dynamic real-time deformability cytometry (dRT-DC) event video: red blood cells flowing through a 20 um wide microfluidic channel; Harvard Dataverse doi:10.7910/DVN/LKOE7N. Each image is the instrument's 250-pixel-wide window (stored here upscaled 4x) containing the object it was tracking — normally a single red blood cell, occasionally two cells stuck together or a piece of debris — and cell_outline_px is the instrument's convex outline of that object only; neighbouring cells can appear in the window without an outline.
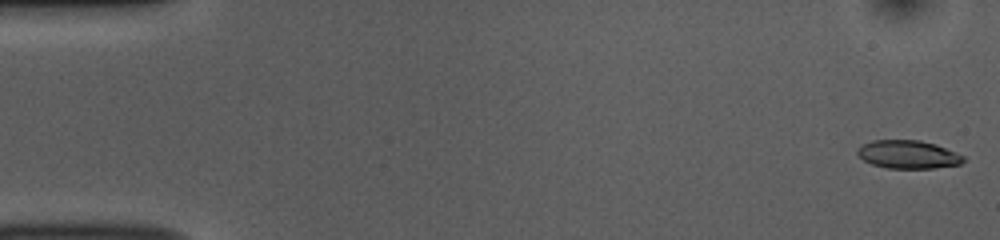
{"species": "common noctule bat (a hibernating species)", "species_latin": "Nyctalus noctula", "temperature_condition": "room temperature", "stored_images_in_passage": 52, "camera_frame_rate_fps": 3000, "um_per_image_px": 0.085, "animal": {"sex": "female", "body_mass_g": 10.0, "forearm_length_mm": 53.1}, "frame": {"image": 1, "passage_image": 1, "time_ms": 0.0, "image_size_px": [1000, 240], "cell_outline_px": [[964, 160], [960, 164], [936, 168], [888, 168], [872, 164], [864, 160], [856, 152], [856, 148], [872, 140], [920, 140], [936, 144], [964, 156]], "centroid_in_image_um": [77.18, 13.12], "position_along_channel_um": 7.8, "area_um2": 17.34}}
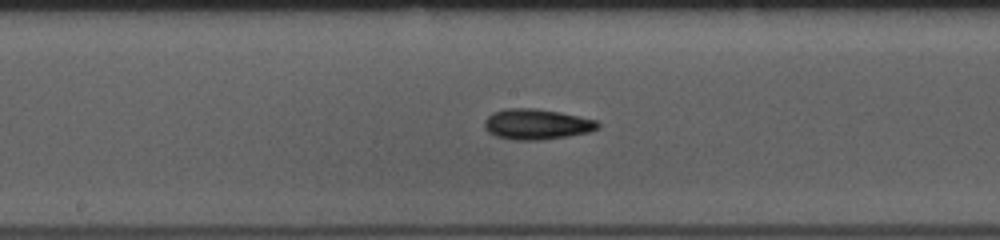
{"frame": {"image": 2, "passage_image": 27, "time_ms": 8.667, "image_size_px": [1000, 240], "cell_outline_px": [[600, 128], [588, 132], [568, 136], [540, 140], [512, 140], [496, 136], [488, 132], [484, 128], [484, 120], [492, 112], [504, 108], [536, 108], [560, 112], [580, 116], [596, 120], [600, 124]], "centroid_in_image_um": [45.6, 10.55], "position_along_channel_um": 202.6, "area_um2": 20.4}}
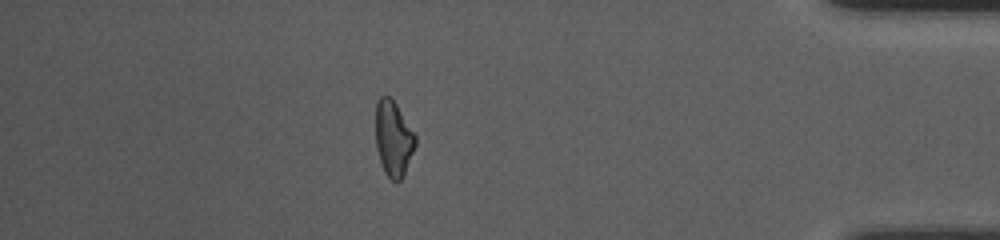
{"frame": {"image": 3, "passage_image": 46, "time_ms": 15.0, "image_size_px": [1000, 240], "cell_outline_px": [[416, 144], [404, 172], [400, 180], [396, 184], [384, 172], [380, 164], [376, 148], [376, 100], [380, 96], [388, 96], [396, 104], [416, 136]], "centroid_in_image_um": [33.41, 11.79], "position_along_channel_um": 401.8, "area_um2": 17.34}, "authors_computed_cell_mechanics": {"area_um2": 18.3515, "velocity_mm_per_s": 3.8024, "shape_relaxation_time_tau1_ms": 5.3867, "shape_relaxation_time_tau2_ms": 5.0494, "deformation_change_tau1": 0.1507, "deformation_change_tau2": 0.1454}}